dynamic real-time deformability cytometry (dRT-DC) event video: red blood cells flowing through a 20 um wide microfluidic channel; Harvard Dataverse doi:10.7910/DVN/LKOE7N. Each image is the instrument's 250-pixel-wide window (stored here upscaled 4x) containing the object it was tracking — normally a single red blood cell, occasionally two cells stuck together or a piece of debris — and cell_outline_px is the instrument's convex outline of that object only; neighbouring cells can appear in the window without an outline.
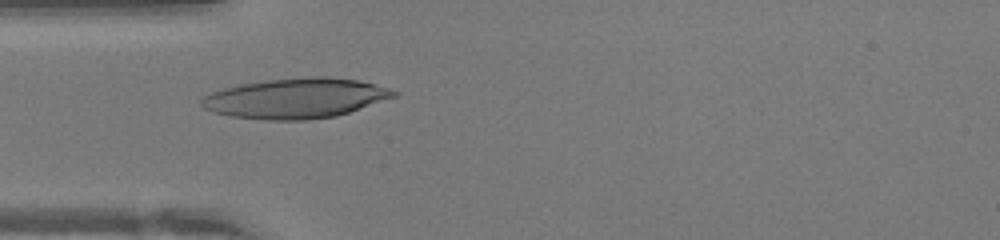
{"species": "human", "species_latin": "Homo sapiens", "temperature_condition": "warm", "stored_images_in_passage": 41, "camera_frame_rate_fps": 3000, "um_per_image_px": 0.085, "donor": {"sex": "female"}, "frame": {"image": 1, "passage_image": 12, "time_ms": 3.667, "image_size_px": [1000, 240], "cell_outline_px": [[400, 92], [396, 96], [336, 116], [304, 120], [268, 120], [232, 116], [216, 112], [204, 108], [200, 104], [200, 100], [204, 96], [220, 88], [236, 84], [268, 80], [308, 76], [328, 76], [356, 80], [388, 88]], "centroid_in_image_um": [25.1, 8.34], "position_along_channel_um": 59.9, "area_um2": 44.74}}
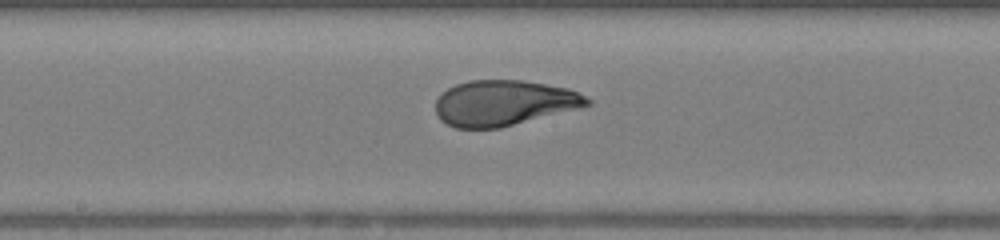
{"frame": {"image": 2, "passage_image": 21, "time_ms": 6.667, "image_size_px": [1000, 240], "cell_outline_px": [[592, 104], [500, 128], [456, 128], [440, 120], [436, 112], [436, 100], [448, 88], [456, 84], [468, 80], [520, 80], [568, 88], [592, 100]], "centroid_in_image_um": [42.8, 8.75], "position_along_channel_um": 205.4, "area_um2": 39.77}}
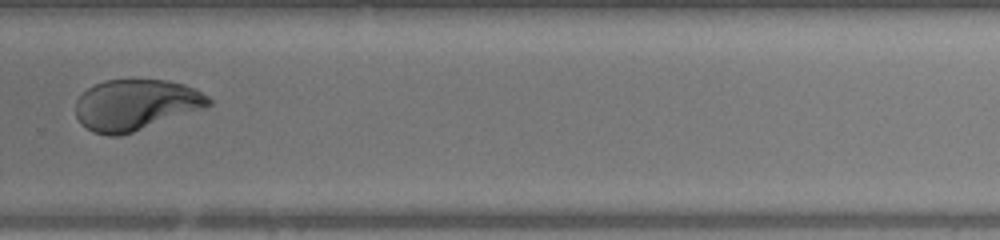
{"frame": {"image": 3, "passage_image": 28, "time_ms": 9.0, "image_size_px": [1000, 240], "cell_outline_px": [[212, 104], [204, 108], [120, 136], [108, 136], [92, 132], [80, 124], [76, 116], [76, 100], [88, 88], [104, 80], [164, 80], [184, 84], [208, 96], [212, 100]], "centroid_in_image_um": [11.5, 8.92], "position_along_channel_um": 318.3, "area_um2": 39.19}}